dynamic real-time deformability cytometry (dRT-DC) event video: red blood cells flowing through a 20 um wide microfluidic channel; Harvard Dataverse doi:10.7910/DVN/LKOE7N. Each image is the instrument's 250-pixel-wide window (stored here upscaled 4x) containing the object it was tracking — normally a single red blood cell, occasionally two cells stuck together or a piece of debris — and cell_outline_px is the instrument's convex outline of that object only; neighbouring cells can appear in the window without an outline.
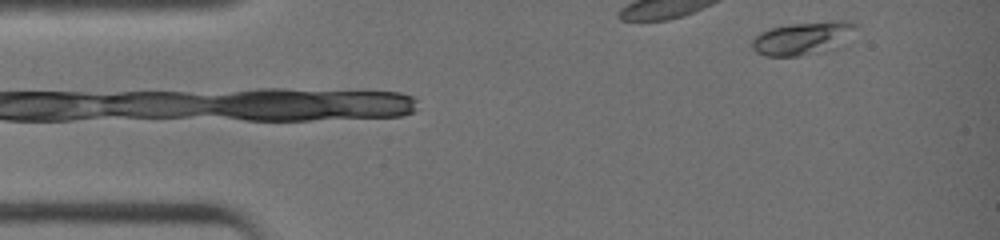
{"species": "common noctule bat (a hibernating species)", "species_latin": "Nyctalus noctula", "temperature_condition": "warm", "stored_images_in_passage": 12, "camera_frame_rate_fps": 3000, "um_per_image_px": 0.085, "animal": {"sex": "female", "body_mass_g": 19.0, "forearm_length_mm": 51.5}, "frame": {"image": 1, "passage_image": 12, "time_ms": 3.667, "image_size_px": [1000, 240], "cell_outline_px": [[860, 28], [836, 48], [824, 52], [800, 56], [764, 56], [756, 52], [752, 48], [752, 36], [768, 28], [784, 24], [828, 20], [848, 20], [860, 24]], "centroid_in_image_um": [68.28, 3.22], "position_along_channel_um": 16.7, "area_um2": 20.92}}